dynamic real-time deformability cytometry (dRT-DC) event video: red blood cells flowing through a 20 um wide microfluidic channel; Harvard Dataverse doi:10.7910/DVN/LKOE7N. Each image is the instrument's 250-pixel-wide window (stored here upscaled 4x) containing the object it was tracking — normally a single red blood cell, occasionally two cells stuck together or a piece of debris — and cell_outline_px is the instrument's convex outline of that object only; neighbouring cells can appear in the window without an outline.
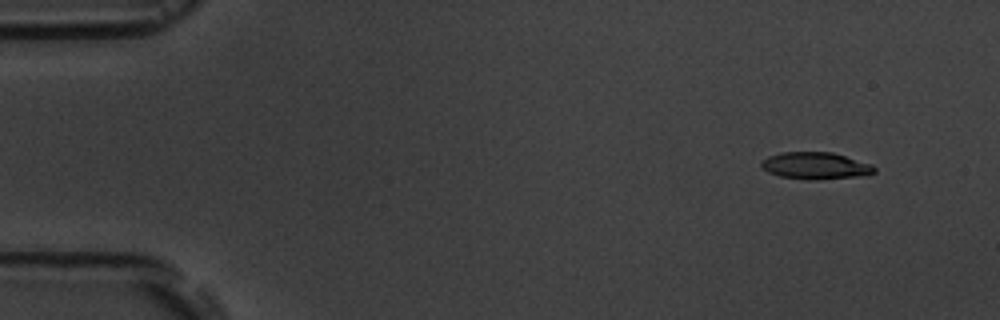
{"species": "common noctule bat (a hibernating species)", "species_latin": "Nyctalus noctula", "temperature_condition": "room temperature", "stored_images_in_passage": 6, "camera_frame_rate_fps": 3000, "um_per_image_px": 0.085, "animal": {"sex": "male", "body_mass_g": 19.5, "forearm_length_mm": 54.6}, "frame": {"image": 1, "passage_image": 2, "time_ms": 1.333, "image_size_px": [1000, 320], "cell_outline_px": [[876, 172], [868, 176], [820, 180], [808, 180], [780, 176], [768, 172], [760, 168], [760, 160], [768, 156], [780, 152], [832, 152], [872, 164], [876, 168]], "centroid_in_image_um": [69.33, 14.1], "position_along_channel_um": 15.7, "area_um2": 18.26}}
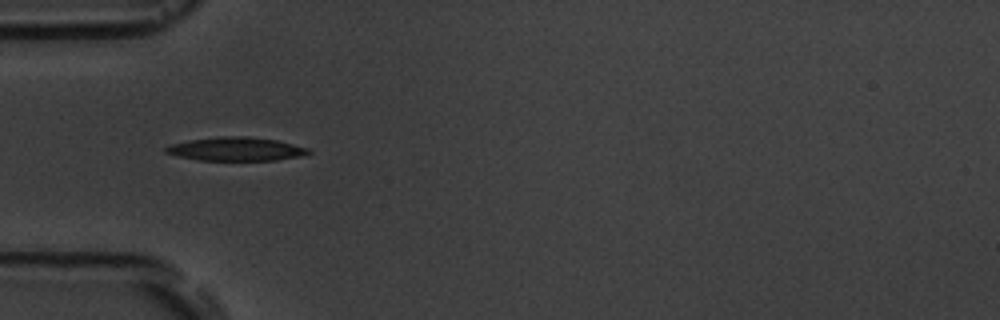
{"frame": {"image": 2, "passage_image": 5, "time_ms": 5.667, "image_size_px": [1000, 320], "cell_outline_px": [[312, 152], [300, 156], [276, 160], [200, 160], [176, 156], [164, 152], [164, 148], [172, 144], [188, 140], [220, 136], [248, 136], [276, 140], [308, 148]], "centroid_in_image_um": [20.03, 12.66], "position_along_channel_um": 65.0, "area_um2": 19.54}}
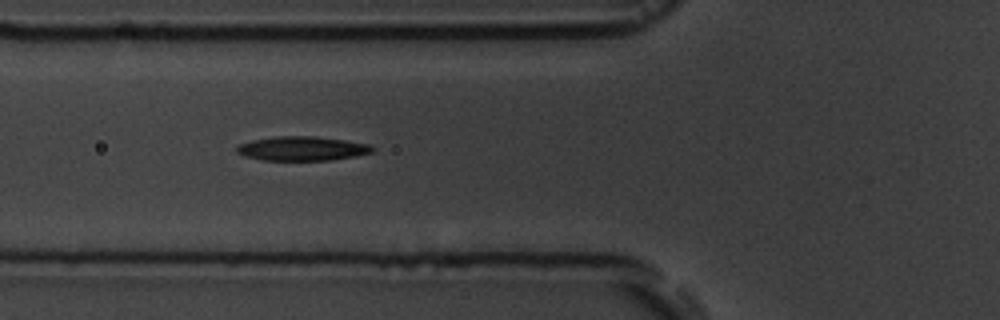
{"frame": {"image": 3, "passage_image": 6, "time_ms": 6.667, "image_size_px": [1000, 320], "cell_outline_px": [[376, 148], [372, 152], [356, 156], [332, 160], [264, 160], [244, 156], [236, 152], [236, 148], [240, 144], [252, 140], [276, 136], [316, 136], [344, 140], [368, 144]], "centroid_in_image_um": [25.69, 12.62], "position_along_channel_um": 100.1, "area_um2": 19.13}}